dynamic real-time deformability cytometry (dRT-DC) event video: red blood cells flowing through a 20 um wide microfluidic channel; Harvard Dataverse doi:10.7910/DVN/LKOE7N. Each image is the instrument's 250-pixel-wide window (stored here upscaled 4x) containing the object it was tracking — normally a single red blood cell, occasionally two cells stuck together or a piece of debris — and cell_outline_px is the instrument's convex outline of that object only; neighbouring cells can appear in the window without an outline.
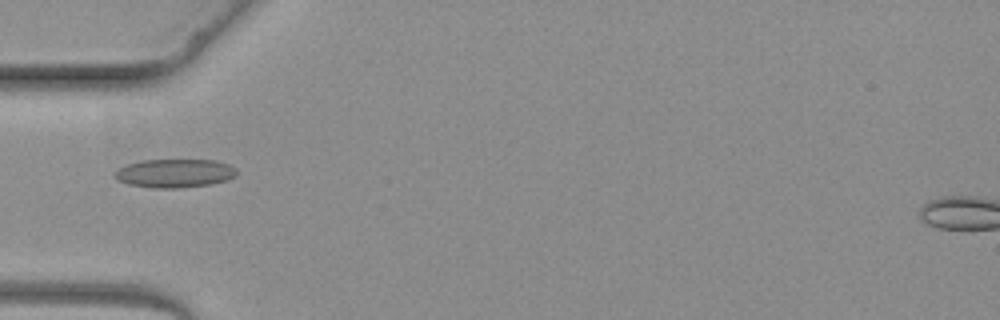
{"species": "common noctule bat (a hibernating species)", "species_latin": "Nyctalus noctula", "temperature_condition": "warm", "stored_images_in_passage": 4, "camera_frame_rate_fps": 3000, "um_per_image_px": 0.085, "animal": {"sex": "female", "body_mass_g": 19.3, "forearm_length_mm": 54.1}, "frame": {"image": 1, "passage_image": 3, "time_ms": 3.667, "image_size_px": [1000, 320], "cell_outline_px": [[236, 176], [224, 180], [208, 184], [176, 188], [152, 188], [128, 184], [116, 180], [112, 176], [120, 168], [128, 164], [140, 160], [216, 160], [228, 164], [236, 168]], "centroid_in_image_um": [14.81, 14.72], "position_along_channel_um": 70.2, "area_um2": 20.17}}
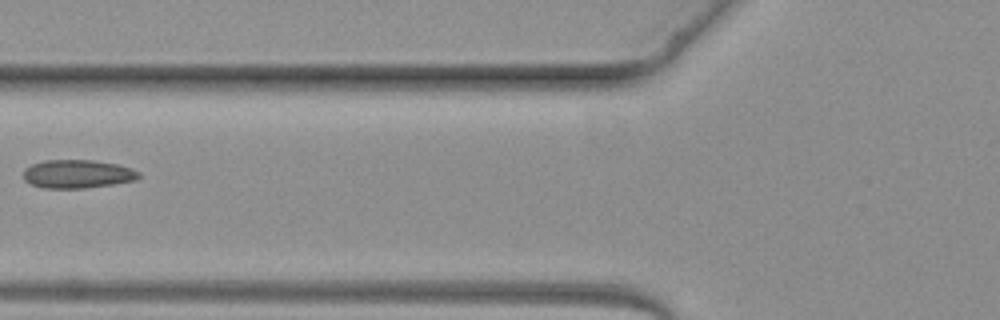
{"frame": {"image": 2, "passage_image": 4, "time_ms": 4.667, "image_size_px": [1000, 320], "cell_outline_px": [[140, 176], [136, 180], [112, 184], [84, 188], [44, 188], [32, 184], [24, 180], [24, 168], [32, 164], [44, 160], [96, 160], [116, 164], [132, 168], [140, 172]], "centroid_in_image_um": [6.59, 14.78], "position_along_channel_um": 119.2, "area_um2": 19.13}}